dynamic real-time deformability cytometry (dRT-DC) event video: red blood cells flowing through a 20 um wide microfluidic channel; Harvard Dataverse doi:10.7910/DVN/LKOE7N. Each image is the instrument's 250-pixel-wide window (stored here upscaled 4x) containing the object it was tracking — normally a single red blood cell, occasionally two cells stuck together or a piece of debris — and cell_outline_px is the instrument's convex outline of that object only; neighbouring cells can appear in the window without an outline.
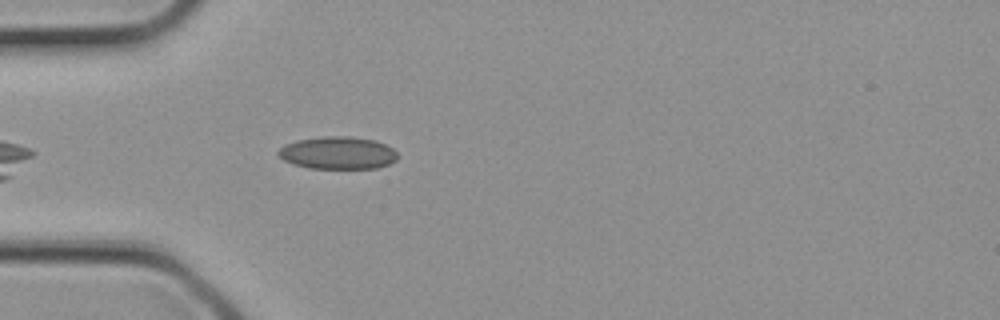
{"species": "common noctule bat (a hibernating species)", "species_latin": "Nyctalus noctula", "temperature_condition": "cold", "stored_images_in_passage": 4, "camera_frame_rate_fps": 3000, "um_per_image_px": 0.085, "animal": {"sex": "female", "body_mass_g": 21.9}, "frame": {"image": 1, "passage_image": 4, "time_ms": 1.0, "image_size_px": [1000, 320], "cell_outline_px": [[396, 160], [388, 164], [376, 168], [308, 168], [292, 164], [284, 160], [276, 152], [284, 144], [296, 140], [324, 136], [348, 136], [376, 140], [392, 148], [396, 152]], "centroid_in_image_um": [28.68, 12.99], "position_along_channel_um": 56.3, "area_um2": 22.6}}